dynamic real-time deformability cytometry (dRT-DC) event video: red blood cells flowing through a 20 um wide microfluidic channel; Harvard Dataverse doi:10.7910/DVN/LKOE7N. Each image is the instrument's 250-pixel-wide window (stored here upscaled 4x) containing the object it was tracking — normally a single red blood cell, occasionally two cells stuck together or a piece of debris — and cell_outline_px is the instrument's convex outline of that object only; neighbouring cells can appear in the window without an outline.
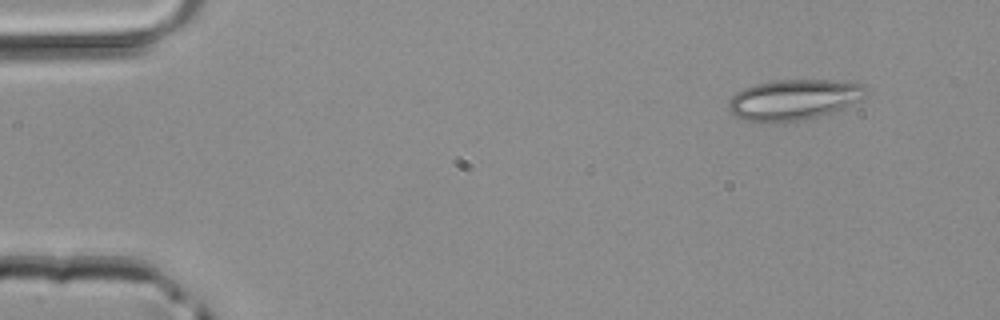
{"species": "common noctule bat (a hibernating species)", "species_latin": "Nyctalus noctula", "temperature_condition": "room temperature", "stored_images_in_passage": 4, "segment_of_instrument_passage": [1, 2], "camera_frame_rate_fps": 3000, "um_per_image_px": 0.085, "animal": {"sex": "male", "body_mass_g": 20.4}, "frame": {"image": 1, "passage_image": 1, "time_ms": 0.0, "image_size_px": [1000, 320], "cell_outline_px": [[868, 92], [860, 100], [832, 112], [804, 120], [780, 124], [772, 124], [748, 120], [736, 116], [728, 108], [728, 100], [736, 92], [744, 88], [756, 84], [776, 80], [848, 80], [864, 84]], "centroid_in_image_um": [67.49, 8.48], "position_along_channel_um": 17.5, "area_um2": 32.95}}